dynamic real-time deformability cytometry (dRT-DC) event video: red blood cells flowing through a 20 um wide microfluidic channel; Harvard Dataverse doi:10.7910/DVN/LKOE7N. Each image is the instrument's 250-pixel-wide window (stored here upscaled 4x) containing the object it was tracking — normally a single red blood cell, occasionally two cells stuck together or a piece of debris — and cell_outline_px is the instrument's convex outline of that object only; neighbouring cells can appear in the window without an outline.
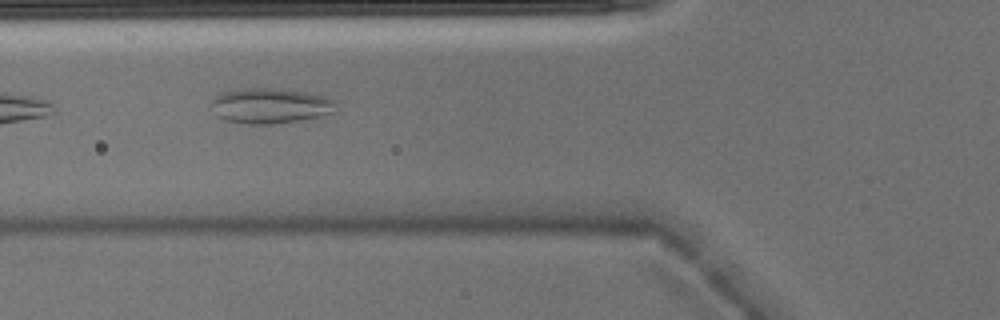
{"species": "Egyptian fruit bat (a non-hibernating species)", "species_latin": "Rousettus aegyptiacus", "temperature_condition": "warm", "stored_images_in_passage": 6, "camera_frame_rate_fps": 3000, "um_per_image_px": 0.085, "animal": {"sex": "male"}, "frame": {"image": 1, "passage_image": 5, "time_ms": 1.333, "image_size_px": [1000, 320], "cell_outline_px": [[336, 112], [320, 116], [272, 124], [248, 124], [224, 120], [216, 116], [208, 108], [212, 96], [224, 92], [240, 88], [284, 88], [308, 92], [324, 96], [332, 100], [336, 104]], "centroid_in_image_um": [22.89, 8.97], "position_along_channel_um": 102.9, "area_um2": 26.18}}